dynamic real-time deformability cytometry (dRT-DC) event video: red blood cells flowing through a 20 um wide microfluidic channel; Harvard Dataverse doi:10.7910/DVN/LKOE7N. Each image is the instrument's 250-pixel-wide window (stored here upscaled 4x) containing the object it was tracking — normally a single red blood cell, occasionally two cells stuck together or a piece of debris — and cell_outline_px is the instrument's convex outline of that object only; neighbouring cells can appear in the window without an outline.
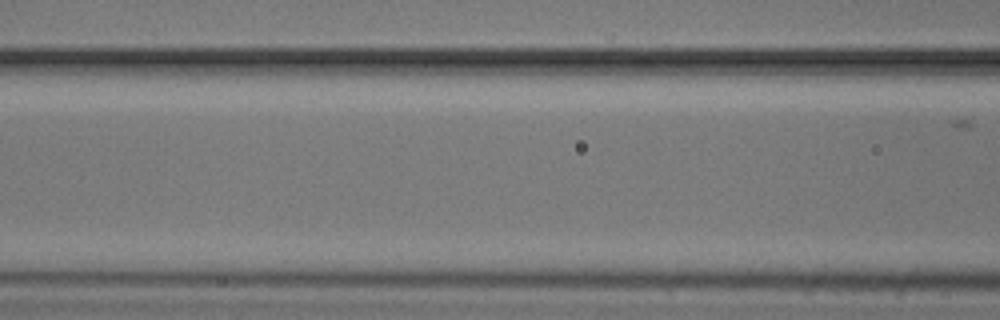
{"species": "common noctule bat (a hibernating species)", "species_latin": "Nyctalus noctula", "temperature_condition": "cold", "stored_images_in_passage": 4, "segment_of_instrument_passage": [2, 2], "camera_frame_rate_fps": 3000, "um_per_image_px": 0.085, "animal": {"sex": "male", "body_mass_g": 20.5, "forearm_length_mm": 52.5}, "frame": {"image": 1, "passage_image": 4, "time_ms": 3.667, "image_size_px": [1000, 320], "cell_outline_px": [[800, 80], [792, 84], [740, 80], [724, 64], [724, 60], [796, 60], [800, 76]], "centroid_in_image_um": [65.05, 6.0], "position_along_channel_um": 101.6, "area_um2": 10.69}}